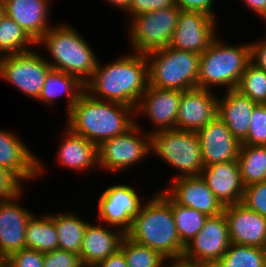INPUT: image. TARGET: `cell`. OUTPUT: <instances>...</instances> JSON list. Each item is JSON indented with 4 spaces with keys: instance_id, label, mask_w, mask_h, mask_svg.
<instances>
[{
    "instance_id": "1",
    "label": "cell",
    "mask_w": 266,
    "mask_h": 267,
    "mask_svg": "<svg viewBox=\"0 0 266 267\" xmlns=\"http://www.w3.org/2000/svg\"><path fill=\"white\" fill-rule=\"evenodd\" d=\"M125 54L107 65L98 61L96 69L84 84V91L100 100L136 108L148 88L146 55Z\"/></svg>"
},
{
    "instance_id": "2",
    "label": "cell",
    "mask_w": 266,
    "mask_h": 267,
    "mask_svg": "<svg viewBox=\"0 0 266 267\" xmlns=\"http://www.w3.org/2000/svg\"><path fill=\"white\" fill-rule=\"evenodd\" d=\"M67 116V128L97 146L125 133L136 123L134 108L93 98L85 91L73 104Z\"/></svg>"
},
{
    "instance_id": "3",
    "label": "cell",
    "mask_w": 266,
    "mask_h": 267,
    "mask_svg": "<svg viewBox=\"0 0 266 267\" xmlns=\"http://www.w3.org/2000/svg\"><path fill=\"white\" fill-rule=\"evenodd\" d=\"M148 198L133 219L126 237L137 244L158 251L167 260L182 259L181 244L172 213V198L161 190Z\"/></svg>"
},
{
    "instance_id": "4",
    "label": "cell",
    "mask_w": 266,
    "mask_h": 267,
    "mask_svg": "<svg viewBox=\"0 0 266 267\" xmlns=\"http://www.w3.org/2000/svg\"><path fill=\"white\" fill-rule=\"evenodd\" d=\"M36 44L46 47L53 60L46 61L53 69L75 76L83 84L93 75L99 61L89 43L68 24L53 25Z\"/></svg>"
},
{
    "instance_id": "5",
    "label": "cell",
    "mask_w": 266,
    "mask_h": 267,
    "mask_svg": "<svg viewBox=\"0 0 266 267\" xmlns=\"http://www.w3.org/2000/svg\"><path fill=\"white\" fill-rule=\"evenodd\" d=\"M217 37L200 54L198 88L211 90L214 86L236 89L250 59V43L225 45ZM213 86V87H212Z\"/></svg>"
},
{
    "instance_id": "6",
    "label": "cell",
    "mask_w": 266,
    "mask_h": 267,
    "mask_svg": "<svg viewBox=\"0 0 266 267\" xmlns=\"http://www.w3.org/2000/svg\"><path fill=\"white\" fill-rule=\"evenodd\" d=\"M148 86L186 91L198 87L200 54L166 47L146 54Z\"/></svg>"
},
{
    "instance_id": "7",
    "label": "cell",
    "mask_w": 266,
    "mask_h": 267,
    "mask_svg": "<svg viewBox=\"0 0 266 267\" xmlns=\"http://www.w3.org/2000/svg\"><path fill=\"white\" fill-rule=\"evenodd\" d=\"M150 151L179 171L175 178L201 176L204 163L195 131L171 129L151 133Z\"/></svg>"
},
{
    "instance_id": "8",
    "label": "cell",
    "mask_w": 266,
    "mask_h": 267,
    "mask_svg": "<svg viewBox=\"0 0 266 267\" xmlns=\"http://www.w3.org/2000/svg\"><path fill=\"white\" fill-rule=\"evenodd\" d=\"M180 11L177 6H172L129 18L128 37L133 53L146 55L168 47Z\"/></svg>"
},
{
    "instance_id": "9",
    "label": "cell",
    "mask_w": 266,
    "mask_h": 267,
    "mask_svg": "<svg viewBox=\"0 0 266 267\" xmlns=\"http://www.w3.org/2000/svg\"><path fill=\"white\" fill-rule=\"evenodd\" d=\"M138 125L135 123L125 133L105 140L98 146L97 167L117 173L136 165L151 154L150 134L148 131L144 134Z\"/></svg>"
},
{
    "instance_id": "10",
    "label": "cell",
    "mask_w": 266,
    "mask_h": 267,
    "mask_svg": "<svg viewBox=\"0 0 266 267\" xmlns=\"http://www.w3.org/2000/svg\"><path fill=\"white\" fill-rule=\"evenodd\" d=\"M51 68L38 50L0 57V79L34 99L39 98Z\"/></svg>"
},
{
    "instance_id": "11",
    "label": "cell",
    "mask_w": 266,
    "mask_h": 267,
    "mask_svg": "<svg viewBox=\"0 0 266 267\" xmlns=\"http://www.w3.org/2000/svg\"><path fill=\"white\" fill-rule=\"evenodd\" d=\"M230 244L224 212L208 216L202 229L185 246L182 259L213 267L229 249Z\"/></svg>"
},
{
    "instance_id": "12",
    "label": "cell",
    "mask_w": 266,
    "mask_h": 267,
    "mask_svg": "<svg viewBox=\"0 0 266 267\" xmlns=\"http://www.w3.org/2000/svg\"><path fill=\"white\" fill-rule=\"evenodd\" d=\"M135 188L116 184L102 192L98 201V220L126 233L143 205Z\"/></svg>"
},
{
    "instance_id": "13",
    "label": "cell",
    "mask_w": 266,
    "mask_h": 267,
    "mask_svg": "<svg viewBox=\"0 0 266 267\" xmlns=\"http://www.w3.org/2000/svg\"><path fill=\"white\" fill-rule=\"evenodd\" d=\"M216 19L199 11H180L168 47L202 54L216 38Z\"/></svg>"
},
{
    "instance_id": "14",
    "label": "cell",
    "mask_w": 266,
    "mask_h": 267,
    "mask_svg": "<svg viewBox=\"0 0 266 267\" xmlns=\"http://www.w3.org/2000/svg\"><path fill=\"white\" fill-rule=\"evenodd\" d=\"M182 91L160 89L148 86L135 108V116H146L154 130L149 134L162 130L176 129V119Z\"/></svg>"
},
{
    "instance_id": "15",
    "label": "cell",
    "mask_w": 266,
    "mask_h": 267,
    "mask_svg": "<svg viewBox=\"0 0 266 267\" xmlns=\"http://www.w3.org/2000/svg\"><path fill=\"white\" fill-rule=\"evenodd\" d=\"M218 98L214 91L198 87L183 91L176 129L197 132L205 127L218 116Z\"/></svg>"
},
{
    "instance_id": "16",
    "label": "cell",
    "mask_w": 266,
    "mask_h": 267,
    "mask_svg": "<svg viewBox=\"0 0 266 267\" xmlns=\"http://www.w3.org/2000/svg\"><path fill=\"white\" fill-rule=\"evenodd\" d=\"M43 166L22 139L11 131L0 130V167L9 170L23 182L41 177L45 170Z\"/></svg>"
},
{
    "instance_id": "17",
    "label": "cell",
    "mask_w": 266,
    "mask_h": 267,
    "mask_svg": "<svg viewBox=\"0 0 266 267\" xmlns=\"http://www.w3.org/2000/svg\"><path fill=\"white\" fill-rule=\"evenodd\" d=\"M163 190L178 204L194 208L207 216L223 212L224 206L201 176L174 178Z\"/></svg>"
},
{
    "instance_id": "18",
    "label": "cell",
    "mask_w": 266,
    "mask_h": 267,
    "mask_svg": "<svg viewBox=\"0 0 266 267\" xmlns=\"http://www.w3.org/2000/svg\"><path fill=\"white\" fill-rule=\"evenodd\" d=\"M230 242L239 245L266 247V218L243 203L224 207Z\"/></svg>"
},
{
    "instance_id": "19",
    "label": "cell",
    "mask_w": 266,
    "mask_h": 267,
    "mask_svg": "<svg viewBox=\"0 0 266 267\" xmlns=\"http://www.w3.org/2000/svg\"><path fill=\"white\" fill-rule=\"evenodd\" d=\"M22 193L23 190L15 197L0 202V256L3 259L26 248L25 229L33 213L16 202L22 198Z\"/></svg>"
},
{
    "instance_id": "20",
    "label": "cell",
    "mask_w": 266,
    "mask_h": 267,
    "mask_svg": "<svg viewBox=\"0 0 266 267\" xmlns=\"http://www.w3.org/2000/svg\"><path fill=\"white\" fill-rule=\"evenodd\" d=\"M197 134L204 167L237 161L241 143L232 135L226 124L218 116L198 130Z\"/></svg>"
},
{
    "instance_id": "21",
    "label": "cell",
    "mask_w": 266,
    "mask_h": 267,
    "mask_svg": "<svg viewBox=\"0 0 266 267\" xmlns=\"http://www.w3.org/2000/svg\"><path fill=\"white\" fill-rule=\"evenodd\" d=\"M201 177L224 207L242 202L244 186L237 161L205 166Z\"/></svg>"
},
{
    "instance_id": "22",
    "label": "cell",
    "mask_w": 266,
    "mask_h": 267,
    "mask_svg": "<svg viewBox=\"0 0 266 267\" xmlns=\"http://www.w3.org/2000/svg\"><path fill=\"white\" fill-rule=\"evenodd\" d=\"M109 227L112 228L100 222L99 224L88 222L79 253L83 267H95L120 249L121 242L126 235L122 230L116 231L115 229L114 231Z\"/></svg>"
},
{
    "instance_id": "23",
    "label": "cell",
    "mask_w": 266,
    "mask_h": 267,
    "mask_svg": "<svg viewBox=\"0 0 266 267\" xmlns=\"http://www.w3.org/2000/svg\"><path fill=\"white\" fill-rule=\"evenodd\" d=\"M49 0H5V14L37 43L52 27Z\"/></svg>"
},
{
    "instance_id": "24",
    "label": "cell",
    "mask_w": 266,
    "mask_h": 267,
    "mask_svg": "<svg viewBox=\"0 0 266 267\" xmlns=\"http://www.w3.org/2000/svg\"><path fill=\"white\" fill-rule=\"evenodd\" d=\"M257 104L236 89L227 90L218 98V117L241 143L248 135L251 114Z\"/></svg>"
},
{
    "instance_id": "25",
    "label": "cell",
    "mask_w": 266,
    "mask_h": 267,
    "mask_svg": "<svg viewBox=\"0 0 266 267\" xmlns=\"http://www.w3.org/2000/svg\"><path fill=\"white\" fill-rule=\"evenodd\" d=\"M66 130V131H65ZM64 130L56 160L67 169L86 171L98 164V146L82 136Z\"/></svg>"
},
{
    "instance_id": "26",
    "label": "cell",
    "mask_w": 266,
    "mask_h": 267,
    "mask_svg": "<svg viewBox=\"0 0 266 267\" xmlns=\"http://www.w3.org/2000/svg\"><path fill=\"white\" fill-rule=\"evenodd\" d=\"M83 91L84 84L75 76L51 68L46 74L44 86L37 100L48 105H53L59 96L61 97L66 94L68 100L66 101V110L68 113Z\"/></svg>"
},
{
    "instance_id": "27",
    "label": "cell",
    "mask_w": 266,
    "mask_h": 267,
    "mask_svg": "<svg viewBox=\"0 0 266 267\" xmlns=\"http://www.w3.org/2000/svg\"><path fill=\"white\" fill-rule=\"evenodd\" d=\"M26 248L39 252H50L58 249V236L52 220V213L37 217L33 214L25 229Z\"/></svg>"
},
{
    "instance_id": "28",
    "label": "cell",
    "mask_w": 266,
    "mask_h": 267,
    "mask_svg": "<svg viewBox=\"0 0 266 267\" xmlns=\"http://www.w3.org/2000/svg\"><path fill=\"white\" fill-rule=\"evenodd\" d=\"M52 220L58 236V249L79 255L88 222L73 212L52 214Z\"/></svg>"
},
{
    "instance_id": "29",
    "label": "cell",
    "mask_w": 266,
    "mask_h": 267,
    "mask_svg": "<svg viewBox=\"0 0 266 267\" xmlns=\"http://www.w3.org/2000/svg\"><path fill=\"white\" fill-rule=\"evenodd\" d=\"M237 162L244 187L266 180V146L241 145Z\"/></svg>"
},
{
    "instance_id": "30",
    "label": "cell",
    "mask_w": 266,
    "mask_h": 267,
    "mask_svg": "<svg viewBox=\"0 0 266 267\" xmlns=\"http://www.w3.org/2000/svg\"><path fill=\"white\" fill-rule=\"evenodd\" d=\"M33 45L37 44L14 20L6 14L0 18V57L28 52Z\"/></svg>"
},
{
    "instance_id": "31",
    "label": "cell",
    "mask_w": 266,
    "mask_h": 267,
    "mask_svg": "<svg viewBox=\"0 0 266 267\" xmlns=\"http://www.w3.org/2000/svg\"><path fill=\"white\" fill-rule=\"evenodd\" d=\"M213 267H266L265 248L231 243Z\"/></svg>"
},
{
    "instance_id": "32",
    "label": "cell",
    "mask_w": 266,
    "mask_h": 267,
    "mask_svg": "<svg viewBox=\"0 0 266 267\" xmlns=\"http://www.w3.org/2000/svg\"><path fill=\"white\" fill-rule=\"evenodd\" d=\"M172 213L181 244L185 247L202 229L208 216L173 199Z\"/></svg>"
},
{
    "instance_id": "33",
    "label": "cell",
    "mask_w": 266,
    "mask_h": 267,
    "mask_svg": "<svg viewBox=\"0 0 266 267\" xmlns=\"http://www.w3.org/2000/svg\"><path fill=\"white\" fill-rule=\"evenodd\" d=\"M120 250L124 253L128 267H164V262H167L158 251L137 244L126 236Z\"/></svg>"
},
{
    "instance_id": "34",
    "label": "cell",
    "mask_w": 266,
    "mask_h": 267,
    "mask_svg": "<svg viewBox=\"0 0 266 267\" xmlns=\"http://www.w3.org/2000/svg\"><path fill=\"white\" fill-rule=\"evenodd\" d=\"M256 104H266V71L249 63L236 88Z\"/></svg>"
},
{
    "instance_id": "35",
    "label": "cell",
    "mask_w": 266,
    "mask_h": 267,
    "mask_svg": "<svg viewBox=\"0 0 266 267\" xmlns=\"http://www.w3.org/2000/svg\"><path fill=\"white\" fill-rule=\"evenodd\" d=\"M241 145L266 146V104H257L254 107L248 135Z\"/></svg>"
},
{
    "instance_id": "36",
    "label": "cell",
    "mask_w": 266,
    "mask_h": 267,
    "mask_svg": "<svg viewBox=\"0 0 266 267\" xmlns=\"http://www.w3.org/2000/svg\"><path fill=\"white\" fill-rule=\"evenodd\" d=\"M241 203L266 218V180L244 187Z\"/></svg>"
},
{
    "instance_id": "37",
    "label": "cell",
    "mask_w": 266,
    "mask_h": 267,
    "mask_svg": "<svg viewBox=\"0 0 266 267\" xmlns=\"http://www.w3.org/2000/svg\"><path fill=\"white\" fill-rule=\"evenodd\" d=\"M44 253L34 249L23 248L4 259L6 267H44Z\"/></svg>"
},
{
    "instance_id": "38",
    "label": "cell",
    "mask_w": 266,
    "mask_h": 267,
    "mask_svg": "<svg viewBox=\"0 0 266 267\" xmlns=\"http://www.w3.org/2000/svg\"><path fill=\"white\" fill-rule=\"evenodd\" d=\"M44 267H83L80 256L76 253L53 250L44 253Z\"/></svg>"
},
{
    "instance_id": "39",
    "label": "cell",
    "mask_w": 266,
    "mask_h": 267,
    "mask_svg": "<svg viewBox=\"0 0 266 267\" xmlns=\"http://www.w3.org/2000/svg\"><path fill=\"white\" fill-rule=\"evenodd\" d=\"M21 183L13 173L0 167V200L18 195L23 190Z\"/></svg>"
},
{
    "instance_id": "40",
    "label": "cell",
    "mask_w": 266,
    "mask_h": 267,
    "mask_svg": "<svg viewBox=\"0 0 266 267\" xmlns=\"http://www.w3.org/2000/svg\"><path fill=\"white\" fill-rule=\"evenodd\" d=\"M172 6H176L175 0H132L126 12L132 18L137 14L149 13Z\"/></svg>"
},
{
    "instance_id": "41",
    "label": "cell",
    "mask_w": 266,
    "mask_h": 267,
    "mask_svg": "<svg viewBox=\"0 0 266 267\" xmlns=\"http://www.w3.org/2000/svg\"><path fill=\"white\" fill-rule=\"evenodd\" d=\"M175 5L183 11H199L218 19L213 11L214 0H175Z\"/></svg>"
},
{
    "instance_id": "42",
    "label": "cell",
    "mask_w": 266,
    "mask_h": 267,
    "mask_svg": "<svg viewBox=\"0 0 266 267\" xmlns=\"http://www.w3.org/2000/svg\"><path fill=\"white\" fill-rule=\"evenodd\" d=\"M251 63L266 71V38L250 43Z\"/></svg>"
},
{
    "instance_id": "43",
    "label": "cell",
    "mask_w": 266,
    "mask_h": 267,
    "mask_svg": "<svg viewBox=\"0 0 266 267\" xmlns=\"http://www.w3.org/2000/svg\"><path fill=\"white\" fill-rule=\"evenodd\" d=\"M95 267H128L124 253L119 249L116 253L99 262Z\"/></svg>"
},
{
    "instance_id": "44",
    "label": "cell",
    "mask_w": 266,
    "mask_h": 267,
    "mask_svg": "<svg viewBox=\"0 0 266 267\" xmlns=\"http://www.w3.org/2000/svg\"><path fill=\"white\" fill-rule=\"evenodd\" d=\"M253 13L266 21V0H241Z\"/></svg>"
},
{
    "instance_id": "45",
    "label": "cell",
    "mask_w": 266,
    "mask_h": 267,
    "mask_svg": "<svg viewBox=\"0 0 266 267\" xmlns=\"http://www.w3.org/2000/svg\"><path fill=\"white\" fill-rule=\"evenodd\" d=\"M168 264L164 265V267H210L207 265L197 264L185 261L183 259H174V260H167ZM170 262V263H169Z\"/></svg>"
},
{
    "instance_id": "46",
    "label": "cell",
    "mask_w": 266,
    "mask_h": 267,
    "mask_svg": "<svg viewBox=\"0 0 266 267\" xmlns=\"http://www.w3.org/2000/svg\"><path fill=\"white\" fill-rule=\"evenodd\" d=\"M110 4H113V6L117 7V9H122L124 11H127L130 7L132 0H107Z\"/></svg>"
},
{
    "instance_id": "47",
    "label": "cell",
    "mask_w": 266,
    "mask_h": 267,
    "mask_svg": "<svg viewBox=\"0 0 266 267\" xmlns=\"http://www.w3.org/2000/svg\"><path fill=\"white\" fill-rule=\"evenodd\" d=\"M5 14V0H0V18Z\"/></svg>"
},
{
    "instance_id": "48",
    "label": "cell",
    "mask_w": 266,
    "mask_h": 267,
    "mask_svg": "<svg viewBox=\"0 0 266 267\" xmlns=\"http://www.w3.org/2000/svg\"><path fill=\"white\" fill-rule=\"evenodd\" d=\"M4 266V259L0 256V267Z\"/></svg>"
}]
</instances>
